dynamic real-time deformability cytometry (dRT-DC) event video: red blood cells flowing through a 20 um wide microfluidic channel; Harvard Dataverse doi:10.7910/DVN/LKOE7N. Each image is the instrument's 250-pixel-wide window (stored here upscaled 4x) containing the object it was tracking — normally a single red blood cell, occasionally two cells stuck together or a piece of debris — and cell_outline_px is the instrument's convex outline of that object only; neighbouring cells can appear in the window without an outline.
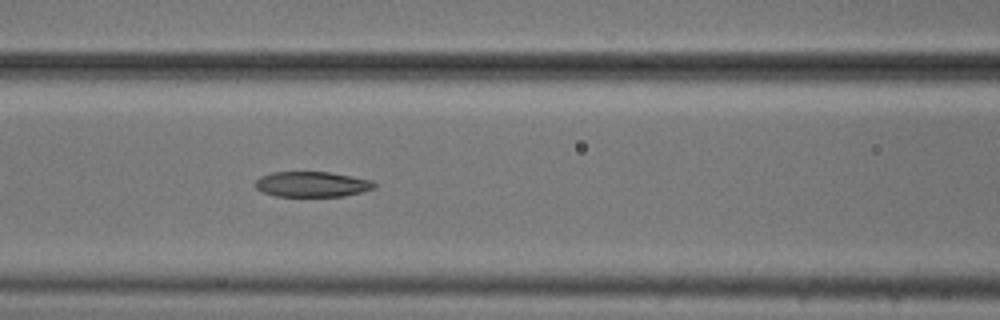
{"species": "common noctule bat (a hibernating species)", "species_latin": "Nyctalus noctula", "temperature_condition": "cold", "stored_images_in_passage": 13, "camera_frame_rate_fps": 3000, "um_per_image_px": 0.085, "animal": {"sex": "male", "body_mass_g": 20.5, "forearm_length_mm": 52.5}, "frame": {"image": 1, "passage_image": 10, "time_ms": 3.0, "image_size_px": [1000, 320], "cell_outline_px": [[376, 188], [344, 196], [276, 196], [260, 192], [252, 184], [260, 176], [272, 172], [328, 172], [352, 176], [372, 180], [376, 184]], "centroid_in_image_um": [26.48, 15.66], "position_along_channel_um": 140.1, "area_um2": 17.74}}